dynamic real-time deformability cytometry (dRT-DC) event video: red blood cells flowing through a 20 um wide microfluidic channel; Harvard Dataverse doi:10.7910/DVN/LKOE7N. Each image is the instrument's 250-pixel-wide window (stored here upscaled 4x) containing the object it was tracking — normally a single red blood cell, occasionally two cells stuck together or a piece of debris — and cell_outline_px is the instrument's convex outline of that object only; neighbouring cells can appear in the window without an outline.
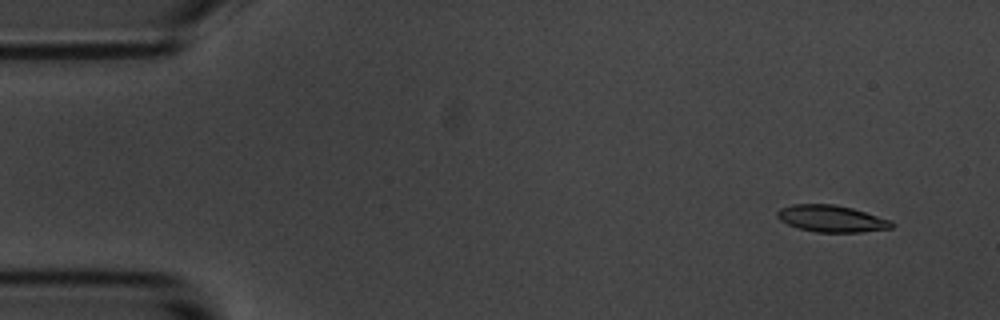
{"species": "common noctule bat (a hibernating species)", "species_latin": "Nyctalus noctula", "temperature_condition": "room temperature", "stored_images_in_passage": 54, "camera_frame_rate_fps": 3000, "um_per_image_px": 0.085, "animal": {"sex": "male", "body_mass_g": 20.1, "forearm_length_mm": 53.5}, "frame": {"image": 1, "passage_image": 3, "time_ms": 0.667, "image_size_px": [1000, 320], "cell_outline_px": [[896, 224], [892, 228], [860, 232], [816, 232], [800, 228], [788, 224], [780, 220], [776, 216], [776, 212], [780, 208], [792, 204], [832, 204], [852, 208], [892, 220]], "centroid_in_image_um": [70.69, 18.58], "position_along_channel_um": 14.3, "area_um2": 17.86}}
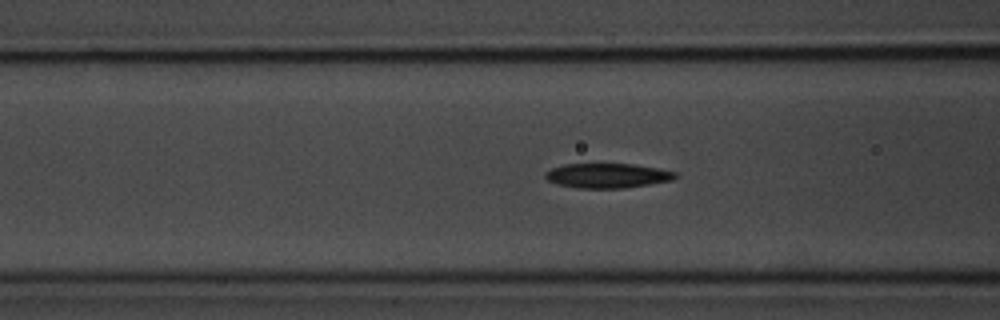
{"frame": {"image": 2, "passage_image": 20, "time_ms": 6.333, "image_size_px": [1000, 320], "cell_outline_px": [[680, 176], [672, 180], [624, 188], [576, 188], [556, 184], [548, 180], [544, 176], [544, 172], [552, 168], [564, 164], [632, 164], [656, 168], [676, 172]], "centroid_in_image_um": [51.6, 14.93], "position_along_channel_um": 115.0, "area_um2": 18.67}}
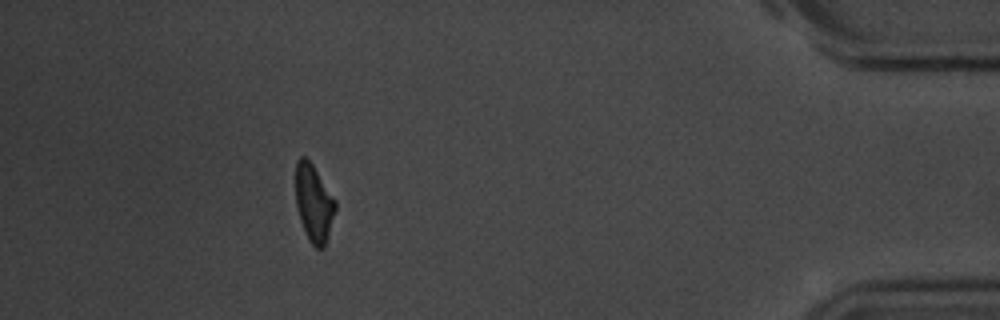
{"frame": {"image": 3, "passage_image": 49, "time_ms": 16.0, "image_size_px": [1000, 320], "cell_outline_px": [[336, 208], [328, 236], [324, 248], [316, 248], [308, 240], [300, 220], [296, 204], [296, 160], [300, 156], [304, 156], [312, 164], [336, 200]], "centroid_in_image_um": [26.67, 17.27], "position_along_channel_um": 408.5, "area_um2": 17.8}, "authors_computed_cell_mechanics": {"area_um2": 18.6116, "velocity_mm_per_s": 3.6056, "shape_relaxation_time_tau1_ms": 5.2575, "shape_relaxation_time_tau2_ms": 3.6416, "deformation_change_tau1": 0.1843, "deformation_change_tau2": 0.1068}}